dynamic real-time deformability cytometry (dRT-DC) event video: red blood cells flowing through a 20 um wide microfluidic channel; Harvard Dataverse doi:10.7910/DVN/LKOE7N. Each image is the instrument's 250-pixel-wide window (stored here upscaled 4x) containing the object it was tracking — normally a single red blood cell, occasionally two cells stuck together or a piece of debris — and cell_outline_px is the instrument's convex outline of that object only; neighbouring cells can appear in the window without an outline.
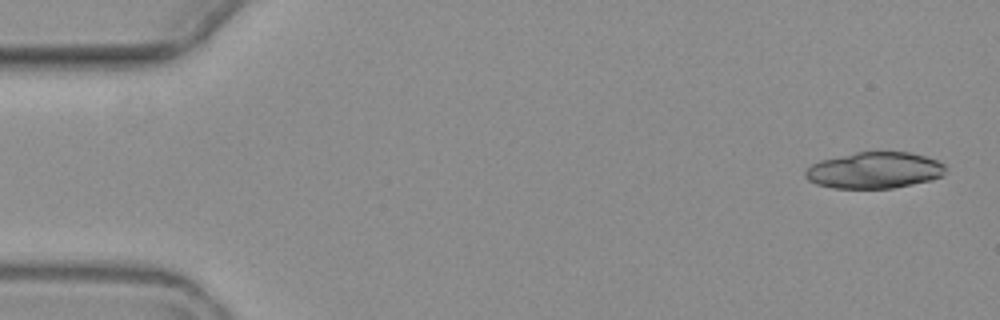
{"species": "common noctule bat (a hibernating species)", "species_latin": "Nyctalus noctula", "temperature_condition": "warm", "stored_images_in_passage": 5, "camera_frame_rate_fps": 3000, "um_per_image_px": 0.085, "animal": {"sex": "female", "body_mass_g": 19.3, "forearm_length_mm": 54.1}, "frame": {"image": 1, "passage_image": 1, "time_ms": 0.0, "image_size_px": [1000, 320], "cell_outline_px": [[948, 172], [944, 176], [932, 180], [892, 188], [832, 188], [816, 184], [808, 180], [804, 176], [804, 172], [812, 164], [820, 160], [856, 152], [912, 152], [936, 160], [944, 164]], "centroid_in_image_um": [74.35, 14.48], "position_along_channel_um": 10.6, "area_um2": 29.88}}